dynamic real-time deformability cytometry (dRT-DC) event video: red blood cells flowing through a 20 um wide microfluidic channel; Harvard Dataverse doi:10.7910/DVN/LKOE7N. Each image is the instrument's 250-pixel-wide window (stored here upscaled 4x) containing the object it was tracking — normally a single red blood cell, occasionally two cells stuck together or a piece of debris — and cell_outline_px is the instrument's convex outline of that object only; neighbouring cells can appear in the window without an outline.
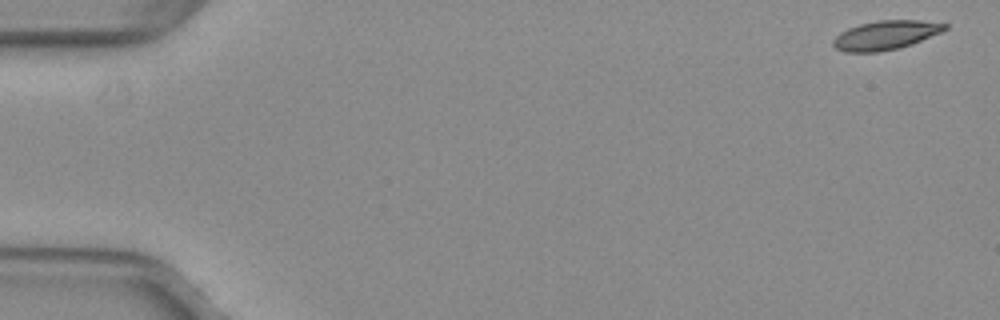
{"species": "common noctule bat (a hibernating species)", "species_latin": "Nyctalus noctula", "temperature_condition": "warm", "stored_images_in_passage": 52, "camera_frame_rate_fps": 3000, "um_per_image_px": 0.085, "animal": {"sex": "female", "body_mass_g": 29.2, "forearm_length_mm": 56.3}, "frame": {"image": 1, "passage_image": 1, "time_ms": 0.0, "image_size_px": [1000, 320], "cell_outline_px": [[948, 28], [940, 32], [912, 44], [900, 48], [880, 52], [844, 52], [836, 48], [832, 44], [832, 40], [840, 32], [848, 28], [860, 24], [876, 20], [920, 20], [948, 24]], "centroid_in_image_um": [75.25, 2.99], "position_along_channel_um": 9.7, "area_um2": 18.96}}
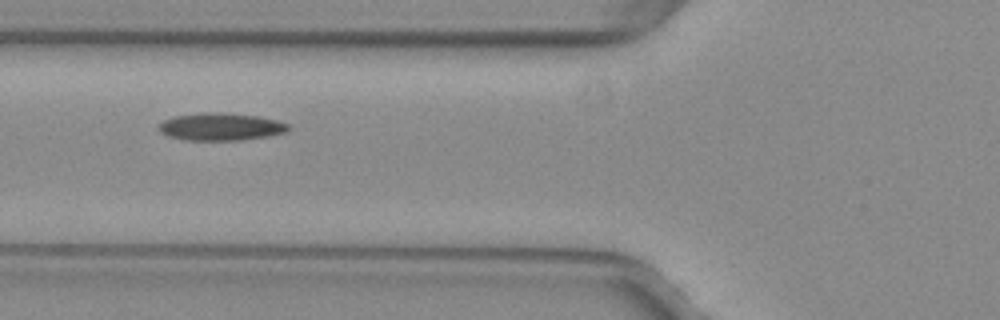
{"frame": {"image": 2, "passage_image": 20, "time_ms": 6.333, "image_size_px": [1000, 320], "cell_outline_px": [[292, 128], [288, 132], [268, 136], [240, 140], [184, 140], [168, 136], [160, 132], [156, 128], [164, 120], [176, 116], [204, 112], [220, 112], [260, 116], [276, 120], [288, 124]], "centroid_in_image_um": [18.79, 10.77], "position_along_channel_um": 107.0, "area_um2": 20.92}}
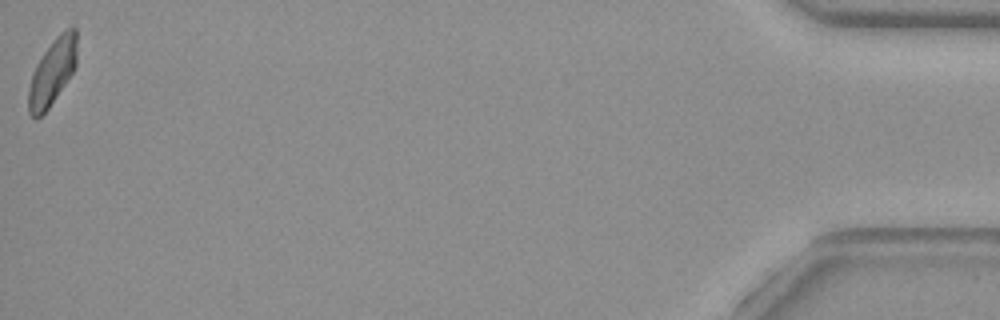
{"frame": {"image": 3, "passage_image": 52, "time_ms": 17.0, "image_size_px": [1000, 320], "cell_outline_px": [[76, 64], [72, 72], [48, 108], [36, 120], [28, 112], [28, 88], [36, 64], [44, 52], [56, 36], [60, 32], [68, 28], [76, 28]], "centroid_in_image_um": [4.43, 6.12], "position_along_channel_um": 430.8, "area_um2": 18.26}, "authors_computed_cell_mechanics": {"area_um2": 19.7387, "velocity_mm_per_s": 3.9836, "shape_relaxation_time_tau1_ms": 3.417, "shape_relaxation_time_tau2_ms": 3.3883, "deformation_change_tau1": 0.1165, "deformation_change_tau2": 0.0962}}